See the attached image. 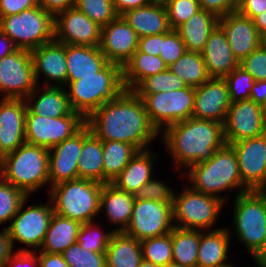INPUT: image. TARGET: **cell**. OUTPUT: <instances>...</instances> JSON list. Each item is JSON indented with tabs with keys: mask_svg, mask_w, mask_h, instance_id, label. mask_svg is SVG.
<instances>
[{
	"mask_svg": "<svg viewBox=\"0 0 266 267\" xmlns=\"http://www.w3.org/2000/svg\"><path fill=\"white\" fill-rule=\"evenodd\" d=\"M0 30L18 49L32 51L54 40V16L41 6L0 17Z\"/></svg>",
	"mask_w": 266,
	"mask_h": 267,
	"instance_id": "cell-9",
	"label": "cell"
},
{
	"mask_svg": "<svg viewBox=\"0 0 266 267\" xmlns=\"http://www.w3.org/2000/svg\"><path fill=\"white\" fill-rule=\"evenodd\" d=\"M230 103L224 78L211 77L201 86L194 88L192 117L224 124Z\"/></svg>",
	"mask_w": 266,
	"mask_h": 267,
	"instance_id": "cell-19",
	"label": "cell"
},
{
	"mask_svg": "<svg viewBox=\"0 0 266 267\" xmlns=\"http://www.w3.org/2000/svg\"><path fill=\"white\" fill-rule=\"evenodd\" d=\"M232 197L233 216L232 228L228 227L229 234L244 245L255 267H266V203L256 190Z\"/></svg>",
	"mask_w": 266,
	"mask_h": 267,
	"instance_id": "cell-4",
	"label": "cell"
},
{
	"mask_svg": "<svg viewBox=\"0 0 266 267\" xmlns=\"http://www.w3.org/2000/svg\"><path fill=\"white\" fill-rule=\"evenodd\" d=\"M255 81L266 80V49L258 47L239 62Z\"/></svg>",
	"mask_w": 266,
	"mask_h": 267,
	"instance_id": "cell-49",
	"label": "cell"
},
{
	"mask_svg": "<svg viewBox=\"0 0 266 267\" xmlns=\"http://www.w3.org/2000/svg\"><path fill=\"white\" fill-rule=\"evenodd\" d=\"M210 77L223 78L239 66V61L221 29L216 26L201 52Z\"/></svg>",
	"mask_w": 266,
	"mask_h": 267,
	"instance_id": "cell-28",
	"label": "cell"
},
{
	"mask_svg": "<svg viewBox=\"0 0 266 267\" xmlns=\"http://www.w3.org/2000/svg\"><path fill=\"white\" fill-rule=\"evenodd\" d=\"M181 174L186 176L191 189L215 196L225 203L231 198L230 192L233 194L234 191L237 196L250 191L242 182L237 156L229 144L217 150L211 159L189 166Z\"/></svg>",
	"mask_w": 266,
	"mask_h": 267,
	"instance_id": "cell-3",
	"label": "cell"
},
{
	"mask_svg": "<svg viewBox=\"0 0 266 267\" xmlns=\"http://www.w3.org/2000/svg\"><path fill=\"white\" fill-rule=\"evenodd\" d=\"M167 68L160 56H151L137 50L122 67L124 87L126 90H133L146 77Z\"/></svg>",
	"mask_w": 266,
	"mask_h": 267,
	"instance_id": "cell-35",
	"label": "cell"
},
{
	"mask_svg": "<svg viewBox=\"0 0 266 267\" xmlns=\"http://www.w3.org/2000/svg\"><path fill=\"white\" fill-rule=\"evenodd\" d=\"M174 190L172 211L176 227L200 231L216 230L220 213L226 203L215 196L197 192L188 184L183 191Z\"/></svg>",
	"mask_w": 266,
	"mask_h": 267,
	"instance_id": "cell-8",
	"label": "cell"
},
{
	"mask_svg": "<svg viewBox=\"0 0 266 267\" xmlns=\"http://www.w3.org/2000/svg\"><path fill=\"white\" fill-rule=\"evenodd\" d=\"M73 111L85 119L106 102L114 101L124 90L122 66L109 62L95 76L78 77L66 86Z\"/></svg>",
	"mask_w": 266,
	"mask_h": 267,
	"instance_id": "cell-5",
	"label": "cell"
},
{
	"mask_svg": "<svg viewBox=\"0 0 266 267\" xmlns=\"http://www.w3.org/2000/svg\"><path fill=\"white\" fill-rule=\"evenodd\" d=\"M31 58L37 85L43 78V86H67L65 44L54 39L32 50Z\"/></svg>",
	"mask_w": 266,
	"mask_h": 267,
	"instance_id": "cell-18",
	"label": "cell"
},
{
	"mask_svg": "<svg viewBox=\"0 0 266 267\" xmlns=\"http://www.w3.org/2000/svg\"><path fill=\"white\" fill-rule=\"evenodd\" d=\"M4 181L31 197L48 185L49 149L25 142L0 159ZM48 183V184H47Z\"/></svg>",
	"mask_w": 266,
	"mask_h": 267,
	"instance_id": "cell-6",
	"label": "cell"
},
{
	"mask_svg": "<svg viewBox=\"0 0 266 267\" xmlns=\"http://www.w3.org/2000/svg\"><path fill=\"white\" fill-rule=\"evenodd\" d=\"M85 125V118L73 111L70 115L50 118L32 114L25 116V140L27 143L52 148L72 137Z\"/></svg>",
	"mask_w": 266,
	"mask_h": 267,
	"instance_id": "cell-12",
	"label": "cell"
},
{
	"mask_svg": "<svg viewBox=\"0 0 266 267\" xmlns=\"http://www.w3.org/2000/svg\"><path fill=\"white\" fill-rule=\"evenodd\" d=\"M81 223L54 213L50 220L43 243L37 252L62 254L69 246L77 243Z\"/></svg>",
	"mask_w": 266,
	"mask_h": 267,
	"instance_id": "cell-31",
	"label": "cell"
},
{
	"mask_svg": "<svg viewBox=\"0 0 266 267\" xmlns=\"http://www.w3.org/2000/svg\"><path fill=\"white\" fill-rule=\"evenodd\" d=\"M217 26L227 38L233 54L239 62L260 47V33L257 31L254 21L238 11L218 18Z\"/></svg>",
	"mask_w": 266,
	"mask_h": 267,
	"instance_id": "cell-22",
	"label": "cell"
},
{
	"mask_svg": "<svg viewBox=\"0 0 266 267\" xmlns=\"http://www.w3.org/2000/svg\"><path fill=\"white\" fill-rule=\"evenodd\" d=\"M27 197L22 190L12 184L4 180L0 183V225L11 223Z\"/></svg>",
	"mask_w": 266,
	"mask_h": 267,
	"instance_id": "cell-43",
	"label": "cell"
},
{
	"mask_svg": "<svg viewBox=\"0 0 266 267\" xmlns=\"http://www.w3.org/2000/svg\"><path fill=\"white\" fill-rule=\"evenodd\" d=\"M174 228L172 203L135 199L124 233L140 242L168 234Z\"/></svg>",
	"mask_w": 266,
	"mask_h": 267,
	"instance_id": "cell-13",
	"label": "cell"
},
{
	"mask_svg": "<svg viewBox=\"0 0 266 267\" xmlns=\"http://www.w3.org/2000/svg\"><path fill=\"white\" fill-rule=\"evenodd\" d=\"M39 6L55 16L56 14L74 7L75 0H37Z\"/></svg>",
	"mask_w": 266,
	"mask_h": 267,
	"instance_id": "cell-55",
	"label": "cell"
},
{
	"mask_svg": "<svg viewBox=\"0 0 266 267\" xmlns=\"http://www.w3.org/2000/svg\"><path fill=\"white\" fill-rule=\"evenodd\" d=\"M69 267H106V254L82 248L78 243L69 246L63 253Z\"/></svg>",
	"mask_w": 266,
	"mask_h": 267,
	"instance_id": "cell-45",
	"label": "cell"
},
{
	"mask_svg": "<svg viewBox=\"0 0 266 267\" xmlns=\"http://www.w3.org/2000/svg\"><path fill=\"white\" fill-rule=\"evenodd\" d=\"M29 199H31L30 196L22 202L11 223L8 226L5 225L13 249L15 242L26 245V248H19V251H38L40 249L54 214L49 197L47 203L34 202V204L25 207Z\"/></svg>",
	"mask_w": 266,
	"mask_h": 267,
	"instance_id": "cell-10",
	"label": "cell"
},
{
	"mask_svg": "<svg viewBox=\"0 0 266 267\" xmlns=\"http://www.w3.org/2000/svg\"><path fill=\"white\" fill-rule=\"evenodd\" d=\"M37 6V0H0V17L19 14Z\"/></svg>",
	"mask_w": 266,
	"mask_h": 267,
	"instance_id": "cell-51",
	"label": "cell"
},
{
	"mask_svg": "<svg viewBox=\"0 0 266 267\" xmlns=\"http://www.w3.org/2000/svg\"><path fill=\"white\" fill-rule=\"evenodd\" d=\"M168 69L183 80L187 86L198 87L210 79L202 53L187 51Z\"/></svg>",
	"mask_w": 266,
	"mask_h": 267,
	"instance_id": "cell-38",
	"label": "cell"
},
{
	"mask_svg": "<svg viewBox=\"0 0 266 267\" xmlns=\"http://www.w3.org/2000/svg\"><path fill=\"white\" fill-rule=\"evenodd\" d=\"M264 199L266 203V185L256 190Z\"/></svg>",
	"mask_w": 266,
	"mask_h": 267,
	"instance_id": "cell-64",
	"label": "cell"
},
{
	"mask_svg": "<svg viewBox=\"0 0 266 267\" xmlns=\"http://www.w3.org/2000/svg\"><path fill=\"white\" fill-rule=\"evenodd\" d=\"M54 39L63 44L99 46L101 27L72 7L54 16Z\"/></svg>",
	"mask_w": 266,
	"mask_h": 267,
	"instance_id": "cell-16",
	"label": "cell"
},
{
	"mask_svg": "<svg viewBox=\"0 0 266 267\" xmlns=\"http://www.w3.org/2000/svg\"><path fill=\"white\" fill-rule=\"evenodd\" d=\"M163 42V33L157 35L144 36L139 38L138 51L151 56H160Z\"/></svg>",
	"mask_w": 266,
	"mask_h": 267,
	"instance_id": "cell-53",
	"label": "cell"
},
{
	"mask_svg": "<svg viewBox=\"0 0 266 267\" xmlns=\"http://www.w3.org/2000/svg\"><path fill=\"white\" fill-rule=\"evenodd\" d=\"M74 7L100 27L109 24L119 16L112 0H75Z\"/></svg>",
	"mask_w": 266,
	"mask_h": 267,
	"instance_id": "cell-42",
	"label": "cell"
},
{
	"mask_svg": "<svg viewBox=\"0 0 266 267\" xmlns=\"http://www.w3.org/2000/svg\"><path fill=\"white\" fill-rule=\"evenodd\" d=\"M235 151L239 173L249 190L266 185V133L229 144Z\"/></svg>",
	"mask_w": 266,
	"mask_h": 267,
	"instance_id": "cell-17",
	"label": "cell"
},
{
	"mask_svg": "<svg viewBox=\"0 0 266 267\" xmlns=\"http://www.w3.org/2000/svg\"><path fill=\"white\" fill-rule=\"evenodd\" d=\"M36 86L31 51L17 49L0 59V99H25Z\"/></svg>",
	"mask_w": 266,
	"mask_h": 267,
	"instance_id": "cell-14",
	"label": "cell"
},
{
	"mask_svg": "<svg viewBox=\"0 0 266 267\" xmlns=\"http://www.w3.org/2000/svg\"><path fill=\"white\" fill-rule=\"evenodd\" d=\"M139 36L121 16L101 27L100 50L107 60L124 66L137 51Z\"/></svg>",
	"mask_w": 266,
	"mask_h": 267,
	"instance_id": "cell-20",
	"label": "cell"
},
{
	"mask_svg": "<svg viewBox=\"0 0 266 267\" xmlns=\"http://www.w3.org/2000/svg\"><path fill=\"white\" fill-rule=\"evenodd\" d=\"M217 19L213 13L201 9L176 29L187 51L201 53L204 50Z\"/></svg>",
	"mask_w": 266,
	"mask_h": 267,
	"instance_id": "cell-32",
	"label": "cell"
},
{
	"mask_svg": "<svg viewBox=\"0 0 266 267\" xmlns=\"http://www.w3.org/2000/svg\"><path fill=\"white\" fill-rule=\"evenodd\" d=\"M151 149L138 151L122 172L112 181L118 189L130 194L146 184L154 175V165L160 159Z\"/></svg>",
	"mask_w": 266,
	"mask_h": 267,
	"instance_id": "cell-29",
	"label": "cell"
},
{
	"mask_svg": "<svg viewBox=\"0 0 266 267\" xmlns=\"http://www.w3.org/2000/svg\"><path fill=\"white\" fill-rule=\"evenodd\" d=\"M260 47L266 49V32L260 34Z\"/></svg>",
	"mask_w": 266,
	"mask_h": 267,
	"instance_id": "cell-63",
	"label": "cell"
},
{
	"mask_svg": "<svg viewBox=\"0 0 266 267\" xmlns=\"http://www.w3.org/2000/svg\"><path fill=\"white\" fill-rule=\"evenodd\" d=\"M106 267H139L143 260L141 242L124 232H114L106 249Z\"/></svg>",
	"mask_w": 266,
	"mask_h": 267,
	"instance_id": "cell-33",
	"label": "cell"
},
{
	"mask_svg": "<svg viewBox=\"0 0 266 267\" xmlns=\"http://www.w3.org/2000/svg\"><path fill=\"white\" fill-rule=\"evenodd\" d=\"M102 185L88 179L70 180L52 186L47 197L52 202L54 213L83 224L100 217Z\"/></svg>",
	"mask_w": 266,
	"mask_h": 267,
	"instance_id": "cell-7",
	"label": "cell"
},
{
	"mask_svg": "<svg viewBox=\"0 0 266 267\" xmlns=\"http://www.w3.org/2000/svg\"><path fill=\"white\" fill-rule=\"evenodd\" d=\"M265 10L266 0H238L237 11L252 20Z\"/></svg>",
	"mask_w": 266,
	"mask_h": 267,
	"instance_id": "cell-54",
	"label": "cell"
},
{
	"mask_svg": "<svg viewBox=\"0 0 266 267\" xmlns=\"http://www.w3.org/2000/svg\"><path fill=\"white\" fill-rule=\"evenodd\" d=\"M164 267H184V266L172 262L165 265Z\"/></svg>",
	"mask_w": 266,
	"mask_h": 267,
	"instance_id": "cell-66",
	"label": "cell"
},
{
	"mask_svg": "<svg viewBox=\"0 0 266 267\" xmlns=\"http://www.w3.org/2000/svg\"><path fill=\"white\" fill-rule=\"evenodd\" d=\"M102 140L97 138L85 124L83 145L78 160V179H88L103 184Z\"/></svg>",
	"mask_w": 266,
	"mask_h": 267,
	"instance_id": "cell-34",
	"label": "cell"
},
{
	"mask_svg": "<svg viewBox=\"0 0 266 267\" xmlns=\"http://www.w3.org/2000/svg\"><path fill=\"white\" fill-rule=\"evenodd\" d=\"M4 180V177H3V168H2V164L0 162V183Z\"/></svg>",
	"mask_w": 266,
	"mask_h": 267,
	"instance_id": "cell-67",
	"label": "cell"
},
{
	"mask_svg": "<svg viewBox=\"0 0 266 267\" xmlns=\"http://www.w3.org/2000/svg\"><path fill=\"white\" fill-rule=\"evenodd\" d=\"M139 38L169 32L171 27L162 1H151L147 6L128 10L120 15Z\"/></svg>",
	"mask_w": 266,
	"mask_h": 267,
	"instance_id": "cell-27",
	"label": "cell"
},
{
	"mask_svg": "<svg viewBox=\"0 0 266 267\" xmlns=\"http://www.w3.org/2000/svg\"><path fill=\"white\" fill-rule=\"evenodd\" d=\"M112 1L115 7V11L119 16L128 10L147 6L151 2V0H112Z\"/></svg>",
	"mask_w": 266,
	"mask_h": 267,
	"instance_id": "cell-59",
	"label": "cell"
},
{
	"mask_svg": "<svg viewBox=\"0 0 266 267\" xmlns=\"http://www.w3.org/2000/svg\"><path fill=\"white\" fill-rule=\"evenodd\" d=\"M83 145V127L72 137L49 149V192L52 186L78 179V160Z\"/></svg>",
	"mask_w": 266,
	"mask_h": 267,
	"instance_id": "cell-21",
	"label": "cell"
},
{
	"mask_svg": "<svg viewBox=\"0 0 266 267\" xmlns=\"http://www.w3.org/2000/svg\"><path fill=\"white\" fill-rule=\"evenodd\" d=\"M253 21L260 34L266 32V10L262 14L256 16Z\"/></svg>",
	"mask_w": 266,
	"mask_h": 267,
	"instance_id": "cell-61",
	"label": "cell"
},
{
	"mask_svg": "<svg viewBox=\"0 0 266 267\" xmlns=\"http://www.w3.org/2000/svg\"><path fill=\"white\" fill-rule=\"evenodd\" d=\"M40 267H69L62 254L37 252Z\"/></svg>",
	"mask_w": 266,
	"mask_h": 267,
	"instance_id": "cell-56",
	"label": "cell"
},
{
	"mask_svg": "<svg viewBox=\"0 0 266 267\" xmlns=\"http://www.w3.org/2000/svg\"><path fill=\"white\" fill-rule=\"evenodd\" d=\"M139 267H160V266L143 259Z\"/></svg>",
	"mask_w": 266,
	"mask_h": 267,
	"instance_id": "cell-62",
	"label": "cell"
},
{
	"mask_svg": "<svg viewBox=\"0 0 266 267\" xmlns=\"http://www.w3.org/2000/svg\"><path fill=\"white\" fill-rule=\"evenodd\" d=\"M85 124L102 141L129 143L138 151L151 149V143L160 138L142 99L133 90L125 89L114 101L96 109Z\"/></svg>",
	"mask_w": 266,
	"mask_h": 267,
	"instance_id": "cell-1",
	"label": "cell"
},
{
	"mask_svg": "<svg viewBox=\"0 0 266 267\" xmlns=\"http://www.w3.org/2000/svg\"><path fill=\"white\" fill-rule=\"evenodd\" d=\"M97 222L96 220L80 225L77 243L86 250L105 253L114 231L113 228L108 232L104 231Z\"/></svg>",
	"mask_w": 266,
	"mask_h": 267,
	"instance_id": "cell-39",
	"label": "cell"
},
{
	"mask_svg": "<svg viewBox=\"0 0 266 267\" xmlns=\"http://www.w3.org/2000/svg\"><path fill=\"white\" fill-rule=\"evenodd\" d=\"M165 179H157L154 176L133 195L135 199L153 200L162 203H172L174 190Z\"/></svg>",
	"mask_w": 266,
	"mask_h": 267,
	"instance_id": "cell-47",
	"label": "cell"
},
{
	"mask_svg": "<svg viewBox=\"0 0 266 267\" xmlns=\"http://www.w3.org/2000/svg\"><path fill=\"white\" fill-rule=\"evenodd\" d=\"M26 112L25 99H0V159L26 142Z\"/></svg>",
	"mask_w": 266,
	"mask_h": 267,
	"instance_id": "cell-23",
	"label": "cell"
},
{
	"mask_svg": "<svg viewBox=\"0 0 266 267\" xmlns=\"http://www.w3.org/2000/svg\"><path fill=\"white\" fill-rule=\"evenodd\" d=\"M231 236L228 227L201 231L197 267H218L229 261Z\"/></svg>",
	"mask_w": 266,
	"mask_h": 267,
	"instance_id": "cell-30",
	"label": "cell"
},
{
	"mask_svg": "<svg viewBox=\"0 0 266 267\" xmlns=\"http://www.w3.org/2000/svg\"><path fill=\"white\" fill-rule=\"evenodd\" d=\"M14 250L7 229L4 227L0 230V267H5Z\"/></svg>",
	"mask_w": 266,
	"mask_h": 267,
	"instance_id": "cell-58",
	"label": "cell"
},
{
	"mask_svg": "<svg viewBox=\"0 0 266 267\" xmlns=\"http://www.w3.org/2000/svg\"><path fill=\"white\" fill-rule=\"evenodd\" d=\"M200 230L174 226L171 230L173 263L184 267H197Z\"/></svg>",
	"mask_w": 266,
	"mask_h": 267,
	"instance_id": "cell-37",
	"label": "cell"
},
{
	"mask_svg": "<svg viewBox=\"0 0 266 267\" xmlns=\"http://www.w3.org/2000/svg\"><path fill=\"white\" fill-rule=\"evenodd\" d=\"M134 202L133 194L118 189L112 183L103 184L100 192V216L105 210L107 222L111 226L115 225L113 231L124 232L129 224Z\"/></svg>",
	"mask_w": 266,
	"mask_h": 267,
	"instance_id": "cell-25",
	"label": "cell"
},
{
	"mask_svg": "<svg viewBox=\"0 0 266 267\" xmlns=\"http://www.w3.org/2000/svg\"><path fill=\"white\" fill-rule=\"evenodd\" d=\"M250 99L261 105L266 119V80L255 81L250 92Z\"/></svg>",
	"mask_w": 266,
	"mask_h": 267,
	"instance_id": "cell-57",
	"label": "cell"
},
{
	"mask_svg": "<svg viewBox=\"0 0 266 267\" xmlns=\"http://www.w3.org/2000/svg\"><path fill=\"white\" fill-rule=\"evenodd\" d=\"M230 261H228L227 263L225 264H222V265H219L218 267H237L235 264L232 263L231 265V262L229 263ZM234 265V266H233Z\"/></svg>",
	"mask_w": 266,
	"mask_h": 267,
	"instance_id": "cell-65",
	"label": "cell"
},
{
	"mask_svg": "<svg viewBox=\"0 0 266 267\" xmlns=\"http://www.w3.org/2000/svg\"><path fill=\"white\" fill-rule=\"evenodd\" d=\"M160 138L180 172L211 159L226 144L223 123L194 117L166 127Z\"/></svg>",
	"mask_w": 266,
	"mask_h": 267,
	"instance_id": "cell-2",
	"label": "cell"
},
{
	"mask_svg": "<svg viewBox=\"0 0 266 267\" xmlns=\"http://www.w3.org/2000/svg\"><path fill=\"white\" fill-rule=\"evenodd\" d=\"M186 52V46L176 30L163 33L160 57L167 66L175 63Z\"/></svg>",
	"mask_w": 266,
	"mask_h": 267,
	"instance_id": "cell-48",
	"label": "cell"
},
{
	"mask_svg": "<svg viewBox=\"0 0 266 267\" xmlns=\"http://www.w3.org/2000/svg\"><path fill=\"white\" fill-rule=\"evenodd\" d=\"M171 29L176 30L200 8L198 0H163Z\"/></svg>",
	"mask_w": 266,
	"mask_h": 267,
	"instance_id": "cell-46",
	"label": "cell"
},
{
	"mask_svg": "<svg viewBox=\"0 0 266 267\" xmlns=\"http://www.w3.org/2000/svg\"><path fill=\"white\" fill-rule=\"evenodd\" d=\"M143 259L160 267L173 262L171 232L141 241Z\"/></svg>",
	"mask_w": 266,
	"mask_h": 267,
	"instance_id": "cell-40",
	"label": "cell"
},
{
	"mask_svg": "<svg viewBox=\"0 0 266 267\" xmlns=\"http://www.w3.org/2000/svg\"><path fill=\"white\" fill-rule=\"evenodd\" d=\"M223 128L226 144L265 134L266 119L261 105L251 99L230 103Z\"/></svg>",
	"mask_w": 266,
	"mask_h": 267,
	"instance_id": "cell-15",
	"label": "cell"
},
{
	"mask_svg": "<svg viewBox=\"0 0 266 267\" xmlns=\"http://www.w3.org/2000/svg\"><path fill=\"white\" fill-rule=\"evenodd\" d=\"M25 102L27 109L39 116L57 118L73 112L66 87L37 85L25 98Z\"/></svg>",
	"mask_w": 266,
	"mask_h": 267,
	"instance_id": "cell-26",
	"label": "cell"
},
{
	"mask_svg": "<svg viewBox=\"0 0 266 267\" xmlns=\"http://www.w3.org/2000/svg\"><path fill=\"white\" fill-rule=\"evenodd\" d=\"M187 84L168 68L143 79L134 89L135 93H159L186 88Z\"/></svg>",
	"mask_w": 266,
	"mask_h": 267,
	"instance_id": "cell-41",
	"label": "cell"
},
{
	"mask_svg": "<svg viewBox=\"0 0 266 267\" xmlns=\"http://www.w3.org/2000/svg\"><path fill=\"white\" fill-rule=\"evenodd\" d=\"M223 78L227 84L231 103L250 99L255 80L246 70L238 66Z\"/></svg>",
	"mask_w": 266,
	"mask_h": 267,
	"instance_id": "cell-44",
	"label": "cell"
},
{
	"mask_svg": "<svg viewBox=\"0 0 266 267\" xmlns=\"http://www.w3.org/2000/svg\"><path fill=\"white\" fill-rule=\"evenodd\" d=\"M5 267H40L37 251L17 250L10 256Z\"/></svg>",
	"mask_w": 266,
	"mask_h": 267,
	"instance_id": "cell-52",
	"label": "cell"
},
{
	"mask_svg": "<svg viewBox=\"0 0 266 267\" xmlns=\"http://www.w3.org/2000/svg\"><path fill=\"white\" fill-rule=\"evenodd\" d=\"M103 184L112 181L122 172L138 150L120 141H102Z\"/></svg>",
	"mask_w": 266,
	"mask_h": 267,
	"instance_id": "cell-36",
	"label": "cell"
},
{
	"mask_svg": "<svg viewBox=\"0 0 266 267\" xmlns=\"http://www.w3.org/2000/svg\"><path fill=\"white\" fill-rule=\"evenodd\" d=\"M17 49L14 42L0 30V59Z\"/></svg>",
	"mask_w": 266,
	"mask_h": 267,
	"instance_id": "cell-60",
	"label": "cell"
},
{
	"mask_svg": "<svg viewBox=\"0 0 266 267\" xmlns=\"http://www.w3.org/2000/svg\"><path fill=\"white\" fill-rule=\"evenodd\" d=\"M67 85L78 77L95 76L109 61L99 46L65 44Z\"/></svg>",
	"mask_w": 266,
	"mask_h": 267,
	"instance_id": "cell-24",
	"label": "cell"
},
{
	"mask_svg": "<svg viewBox=\"0 0 266 267\" xmlns=\"http://www.w3.org/2000/svg\"><path fill=\"white\" fill-rule=\"evenodd\" d=\"M143 101L150 121L161 133L166 127L192 118L194 87L159 93H136Z\"/></svg>",
	"mask_w": 266,
	"mask_h": 267,
	"instance_id": "cell-11",
	"label": "cell"
},
{
	"mask_svg": "<svg viewBox=\"0 0 266 267\" xmlns=\"http://www.w3.org/2000/svg\"><path fill=\"white\" fill-rule=\"evenodd\" d=\"M200 8L221 18L237 11L238 0H198Z\"/></svg>",
	"mask_w": 266,
	"mask_h": 267,
	"instance_id": "cell-50",
	"label": "cell"
}]
</instances>
